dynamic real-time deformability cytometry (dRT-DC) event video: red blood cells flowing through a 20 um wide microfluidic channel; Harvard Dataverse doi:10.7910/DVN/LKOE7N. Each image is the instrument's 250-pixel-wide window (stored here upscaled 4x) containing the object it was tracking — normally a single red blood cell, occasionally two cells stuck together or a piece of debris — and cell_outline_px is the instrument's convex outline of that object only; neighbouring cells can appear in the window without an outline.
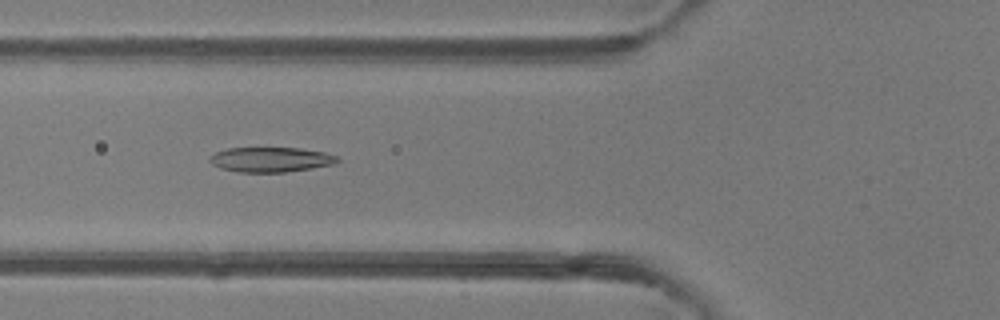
{"species": "common noctule bat (a hibernating species)", "species_latin": "Nyctalus noctula", "temperature_condition": "room temperature", "stored_images_in_passage": 46, "camera_frame_rate_fps": 3000, "um_per_image_px": 0.085, "animal": {"sex": "female"}, "frame": {"image": 1, "passage_image": 16, "time_ms": 5.0, "image_size_px": [1000, 320], "cell_outline_px": [[340, 160], [336, 164], [312, 168], [284, 172], [236, 172], [220, 168], [212, 164], [208, 160], [216, 152], [228, 148], [300, 148], [324, 152], [336, 156]], "centroid_in_image_um": [23.02, 13.57], "position_along_channel_um": 102.8, "area_um2": 18.5}}
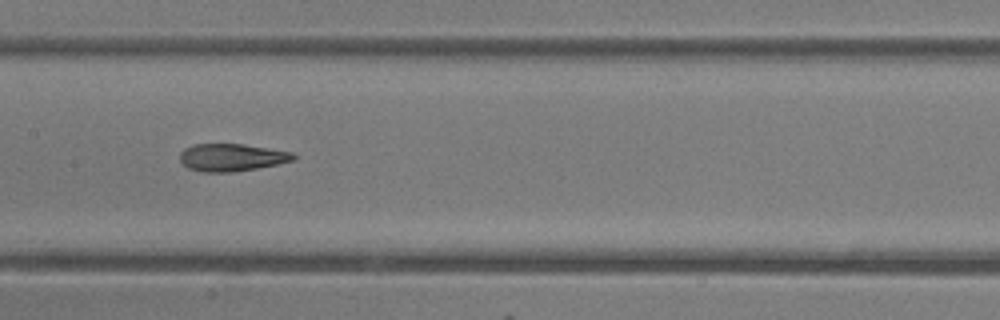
{"frame": {"image": 2, "passage_image": 22, "time_ms": 7.0, "image_size_px": [1000, 320], "cell_outline_px": [[296, 160], [256, 168], [232, 172], [200, 172], [188, 168], [180, 160], [180, 152], [184, 148], [192, 144], [244, 144], [292, 152], [296, 156]], "centroid_in_image_um": [19.67, 13.38], "position_along_channel_um": 187.7, "area_um2": 18.21}}
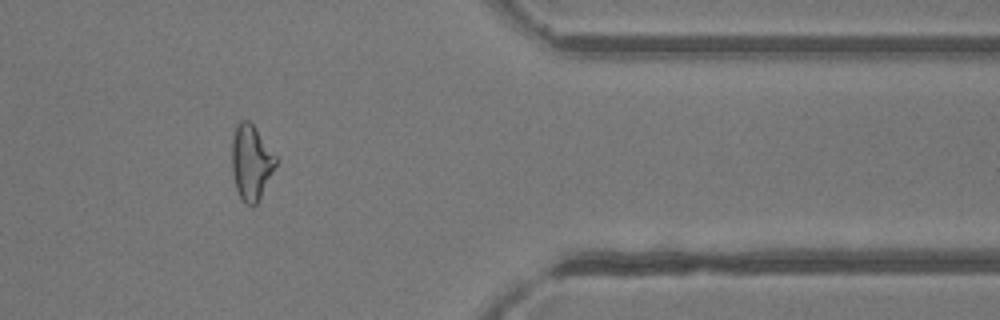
{"frame": {"image": 3, "passage_image": 38, "time_ms": 12.333, "image_size_px": [1000, 320], "cell_outline_px": [[276, 164], [256, 204], [244, 204], [236, 188], [232, 172], [232, 140], [236, 124], [240, 120], [248, 120], [256, 128], [276, 156]], "centroid_in_image_um": [21.32, 13.76], "position_along_channel_um": 390.1, "area_um2": 18.84}, "authors_computed_cell_mechanics": {"area_um2": 19.7098, "velocity_mm_per_s": 4.2101, "shape_relaxation_time_tau1_ms": 5.563, "shape_relaxation_time_tau2_ms": 1.9393, "deformation_change_tau1": 0.1957, "deformation_change_tau2": 0.1077}}